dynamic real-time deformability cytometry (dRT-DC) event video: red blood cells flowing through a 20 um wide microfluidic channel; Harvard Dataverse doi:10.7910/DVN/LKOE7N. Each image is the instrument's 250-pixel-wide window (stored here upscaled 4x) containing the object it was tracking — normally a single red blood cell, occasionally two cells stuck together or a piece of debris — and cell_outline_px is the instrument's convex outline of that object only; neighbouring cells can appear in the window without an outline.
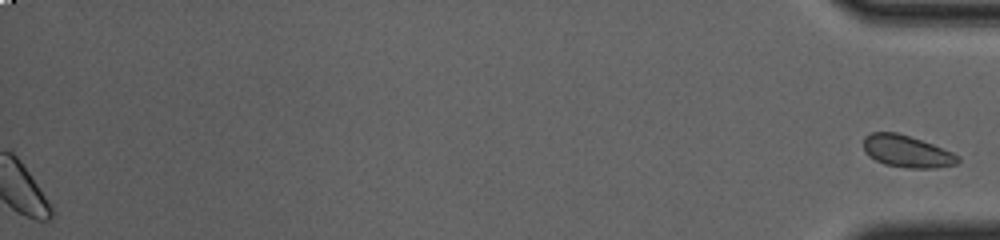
{"species": "common noctule bat (a hibernating species)", "species_latin": "Nyctalus noctula", "temperature_condition": "cold", "stored_images_in_passage": 46, "segment_of_instrument_passage": [2, 2], "camera_frame_rate_fps": 3000, "um_per_image_px": 0.085, "animal": {"sex": "female", "body_mass_g": 23.0, "forearm_length_mm": 53.4}, "frame": {"image": 1, "passage_image": 46, "time_ms": 15.0, "image_size_px": [1000, 240], "cell_outline_px": [[960, 160], [956, 164], [936, 168], [908, 168], [884, 164], [868, 156], [864, 152], [864, 136], [872, 132], [896, 132], [932, 144], [952, 152], [960, 156]], "centroid_in_image_um": [77.07, 12.87], "position_along_channel_um": 358.1, "area_um2": 17.57}}